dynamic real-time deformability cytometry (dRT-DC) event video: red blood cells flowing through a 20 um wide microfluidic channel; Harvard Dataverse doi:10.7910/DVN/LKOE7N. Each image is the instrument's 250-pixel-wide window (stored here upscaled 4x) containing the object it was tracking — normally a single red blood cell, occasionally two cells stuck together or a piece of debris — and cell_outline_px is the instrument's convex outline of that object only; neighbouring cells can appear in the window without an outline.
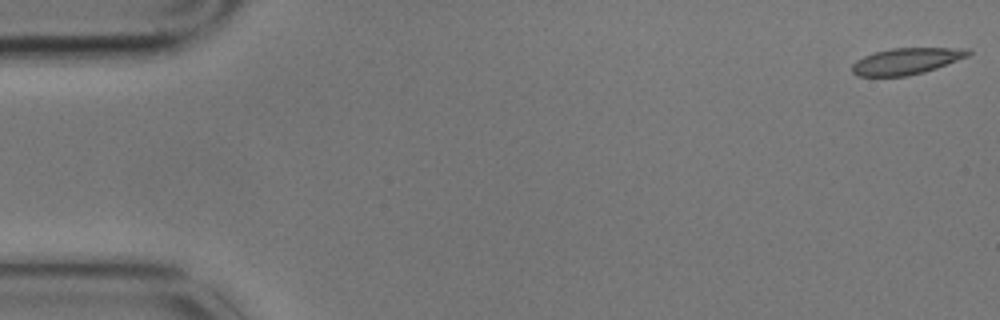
{"species": "common noctule bat (a hibernating species)", "species_latin": "Nyctalus noctula", "temperature_condition": "cold", "stored_images_in_passage": 5, "camera_frame_rate_fps": 3000, "um_per_image_px": 0.085, "animal": {"sex": "male", "body_mass_g": 17.9}, "frame": {"image": 1, "passage_image": 1, "time_ms": 0.0, "image_size_px": [1000, 320], "cell_outline_px": [[972, 52], [968, 56], [936, 68], [924, 72], [908, 76], [856, 76], [852, 72], [852, 64], [856, 60], [864, 56], [876, 52], [892, 48], [968, 48]], "centroid_in_image_um": [77.03, 5.2], "position_along_channel_um": 8.0, "area_um2": 17.8}}
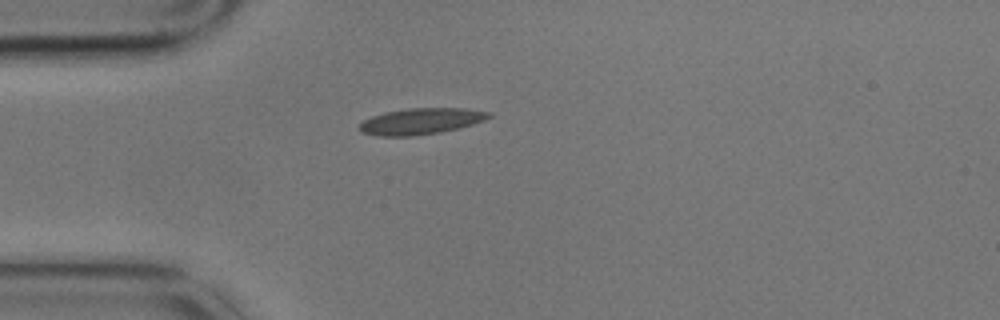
{"frame": {"image": 2, "passage_image": 5, "time_ms": 1.333, "image_size_px": [1000, 320], "cell_outline_px": [[492, 116], [484, 120], [460, 128], [440, 132], [412, 136], [376, 136], [360, 132], [360, 124], [364, 120], [372, 116], [384, 112], [408, 108], [464, 108], [492, 112]], "centroid_in_image_um": [35.79, 10.3], "position_along_channel_um": 49.2, "area_um2": 19.83}}